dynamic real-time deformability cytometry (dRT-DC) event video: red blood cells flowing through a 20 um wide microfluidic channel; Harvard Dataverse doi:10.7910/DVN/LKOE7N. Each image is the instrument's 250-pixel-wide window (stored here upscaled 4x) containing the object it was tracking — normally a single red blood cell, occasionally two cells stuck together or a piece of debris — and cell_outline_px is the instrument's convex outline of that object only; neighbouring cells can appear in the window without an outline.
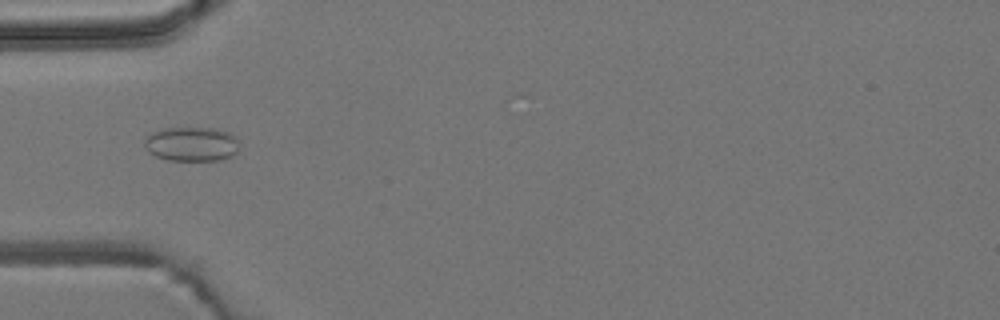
{"species": "common noctule bat (a hibernating species)", "species_latin": "Nyctalus noctula", "temperature_condition": "room temperature", "stored_images_in_passage": 2, "camera_frame_rate_fps": 3000, "um_per_image_px": 0.085, "animal": {"sex": "male", "body_mass_g": 19.2, "forearm_length_mm": 51.8}, "frame": {"image": 1, "passage_image": 2, "time_ms": 1.0, "image_size_px": [1000, 320], "cell_outline_px": [[236, 152], [232, 156], [220, 160], [168, 160], [156, 156], [148, 152], [144, 148], [144, 136], [152, 132], [164, 128], [212, 128], [228, 132], [236, 136]], "centroid_in_image_um": [16.22, 12.24], "position_along_channel_um": 68.8, "area_um2": 19.02}}